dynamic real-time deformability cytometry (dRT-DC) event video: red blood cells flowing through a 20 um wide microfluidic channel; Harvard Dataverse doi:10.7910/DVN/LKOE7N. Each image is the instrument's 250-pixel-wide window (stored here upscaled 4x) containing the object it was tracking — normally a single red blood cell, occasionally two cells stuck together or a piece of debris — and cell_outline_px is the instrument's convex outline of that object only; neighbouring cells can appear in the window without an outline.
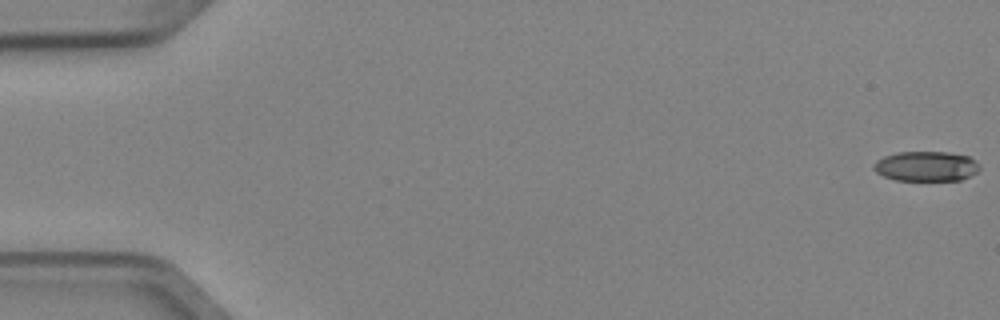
{"species": "Egyptian fruit bat (a non-hibernating species)", "species_latin": "Rousettus aegyptiacus", "temperature_condition": "cold", "stored_images_in_passage": 6, "camera_frame_rate_fps": 3000, "um_per_image_px": 0.085, "animal": {"sex": "female"}, "frame": {"image": 1, "passage_image": 1, "time_ms": 0.0, "image_size_px": [1000, 320], "cell_outline_px": [[980, 168], [976, 172], [960, 180], [896, 180], [884, 176], [876, 172], [872, 168], [872, 164], [876, 160], [884, 156], [896, 152], [948, 152], [968, 156], [976, 160], [980, 164]], "centroid_in_image_um": [78.7, 14.12], "position_along_channel_um": 6.3, "area_um2": 18.55}}
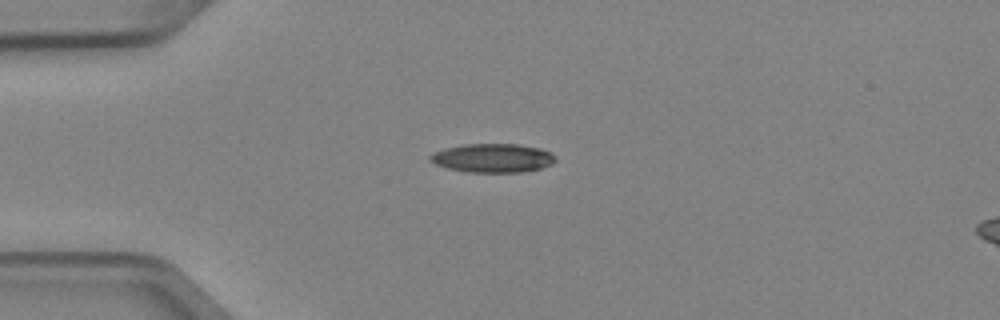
{"frame": {"image": 2, "passage_image": 4, "time_ms": 1.0, "image_size_px": [1000, 320], "cell_outline_px": [[556, 160], [552, 164], [540, 168], [520, 172], [468, 172], [448, 168], [436, 164], [428, 160], [428, 156], [432, 152], [444, 148], [464, 144], [516, 144], [540, 148], [552, 152], [556, 156]], "centroid_in_image_um": [41.87, 13.42], "position_along_channel_um": 43.1, "area_um2": 21.15}}
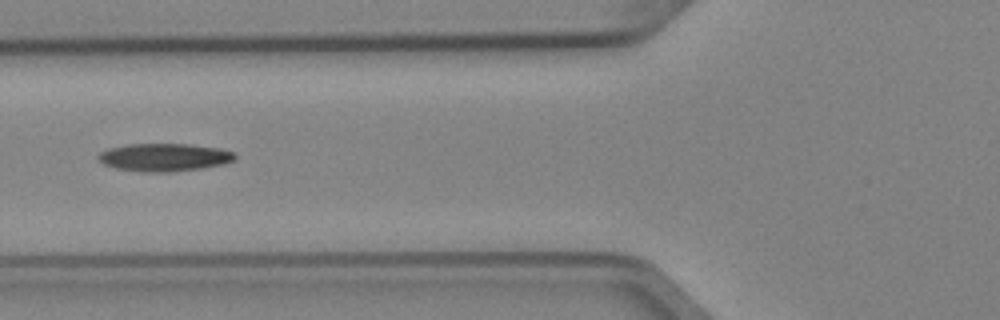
{"frame": {"image": 3, "passage_image": 6, "time_ms": 1.667, "image_size_px": [1000, 320], "cell_outline_px": [[236, 160], [224, 164], [204, 168], [172, 172], [144, 172], [116, 168], [104, 164], [96, 156], [100, 152], [108, 148], [128, 144], [188, 144], [220, 148], [236, 152]], "centroid_in_image_um": [14.01, 13.37], "position_along_channel_um": 111.8, "area_um2": 22.43}}